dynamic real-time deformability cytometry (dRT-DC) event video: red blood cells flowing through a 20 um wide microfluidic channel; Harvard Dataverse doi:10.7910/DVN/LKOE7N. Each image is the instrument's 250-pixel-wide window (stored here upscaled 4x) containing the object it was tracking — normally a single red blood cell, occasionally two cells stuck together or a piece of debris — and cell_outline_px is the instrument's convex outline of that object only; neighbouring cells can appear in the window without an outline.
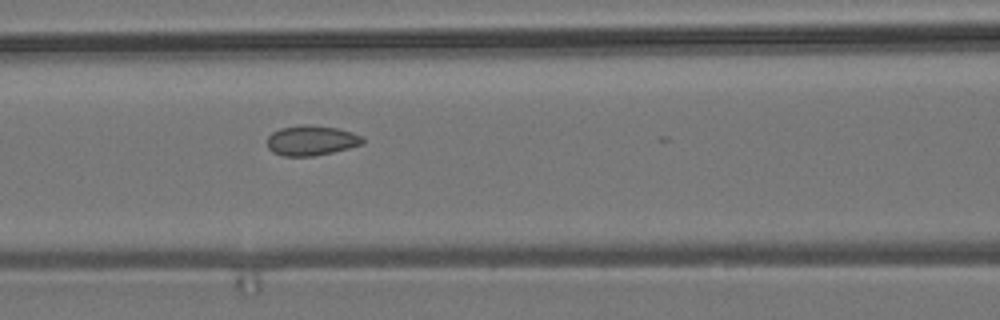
{"species": "common noctule bat (a hibernating species)", "species_latin": "Nyctalus noctula", "temperature_condition": "room temperature", "stored_images_in_passage": 20, "camera_frame_rate_fps": 3000, "um_per_image_px": 0.085, "animal": {"sex": "male", "body_mass_g": 19.2, "forearm_length_mm": 51.8}, "frame": {"image": 1, "passage_image": 19, "time_ms": 6.0, "image_size_px": [1000, 320], "cell_outline_px": [[364, 144], [332, 152], [312, 156], [284, 156], [272, 152], [268, 148], [268, 136], [272, 132], [280, 128], [304, 124], [308, 124], [336, 128], [352, 132], [364, 136]], "centroid_in_image_um": [26.48, 11.93], "position_along_channel_um": 140.1, "area_um2": 16.76}}